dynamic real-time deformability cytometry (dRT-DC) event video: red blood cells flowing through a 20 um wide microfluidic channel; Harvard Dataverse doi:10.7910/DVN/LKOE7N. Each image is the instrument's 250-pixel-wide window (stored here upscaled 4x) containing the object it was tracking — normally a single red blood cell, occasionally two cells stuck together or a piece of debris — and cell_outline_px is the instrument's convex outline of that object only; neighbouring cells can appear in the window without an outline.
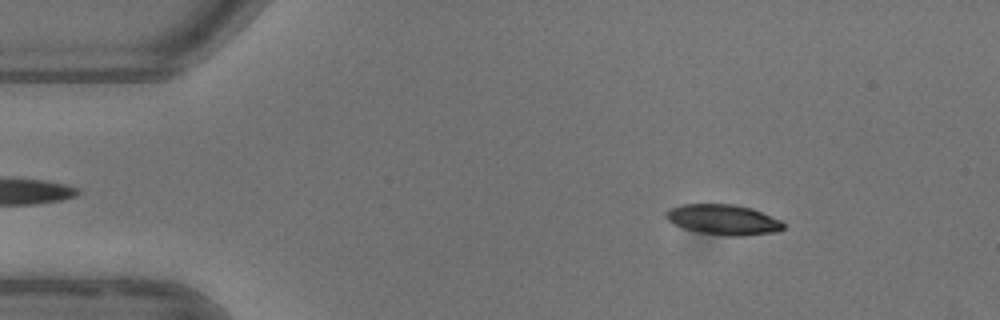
{"species": "common noctule bat (a hibernating species)", "species_latin": "Nyctalus noctula", "temperature_condition": "warm", "stored_images_in_passage": 4, "camera_frame_rate_fps": 3000, "um_per_image_px": 0.085, "animal": {"sex": "female"}, "frame": {"image": 1, "passage_image": 2, "time_ms": 1.0, "image_size_px": [1000, 320], "cell_outline_px": [[784, 228], [780, 232], [744, 236], [724, 236], [696, 232], [672, 224], [664, 216], [664, 212], [668, 208], [680, 204], [736, 204], [752, 208], [780, 220], [784, 224]], "centroid_in_image_um": [61.45, 18.67], "position_along_channel_um": 23.5, "area_um2": 21.21}}
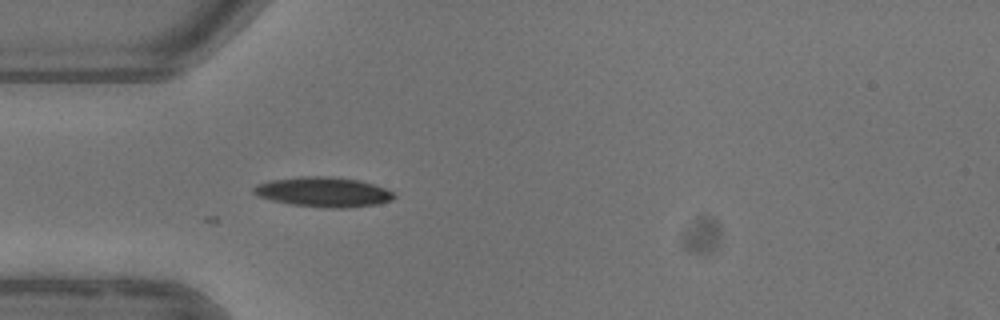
{"frame": {"image": 2, "passage_image": 4, "time_ms": 3.667, "image_size_px": [1000, 320], "cell_outline_px": [[396, 196], [392, 200], [376, 204], [348, 208], [332, 208], [292, 204], [272, 200], [260, 196], [252, 192], [252, 188], [256, 184], [272, 180], [300, 176], [332, 176], [360, 180], [384, 188], [392, 192]], "centroid_in_image_um": [27.49, 16.31], "position_along_channel_um": 57.5, "area_um2": 24.28}}